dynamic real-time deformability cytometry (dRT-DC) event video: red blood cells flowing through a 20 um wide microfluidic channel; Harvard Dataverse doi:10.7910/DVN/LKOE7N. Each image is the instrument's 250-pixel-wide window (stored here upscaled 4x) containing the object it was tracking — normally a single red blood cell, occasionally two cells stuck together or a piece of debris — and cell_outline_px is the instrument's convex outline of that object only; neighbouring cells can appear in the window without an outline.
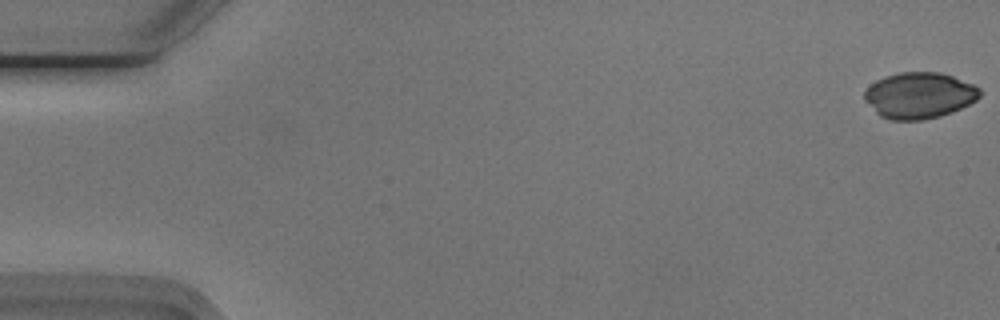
{"species": "Egyptian fruit bat (a non-hibernating species)", "species_latin": "Rousettus aegyptiacus", "temperature_condition": "cold", "stored_images_in_passage": 54, "camera_frame_rate_fps": 3000, "um_per_image_px": 0.085, "animal": {"sex": "male"}, "frame": {"image": 1, "passage_image": 1, "time_ms": 0.0, "image_size_px": [1000, 320], "cell_outline_px": [[980, 96], [976, 100], [952, 112], [940, 116], [920, 120], [892, 120], [880, 116], [864, 100], [864, 92], [876, 80], [884, 76], [900, 72], [940, 72], [952, 76], [972, 84], [980, 88]], "centroid_in_image_um": [78.12, 8.1], "position_along_channel_um": 6.9, "area_um2": 30.87}}
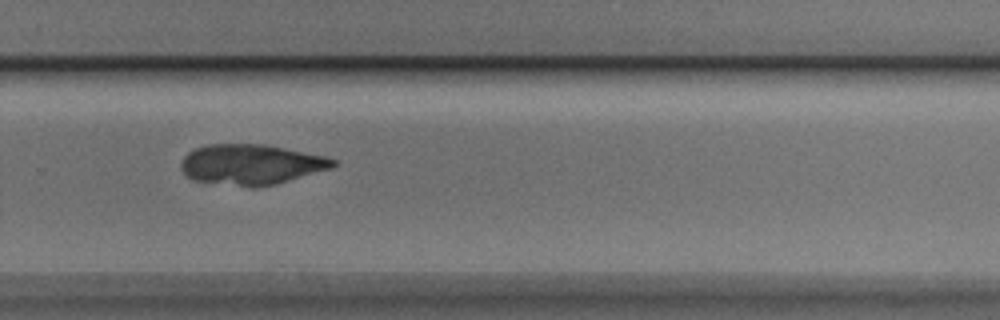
{"frame": {"image": 2, "passage_image": 37, "time_ms": 12.0, "image_size_px": [1000, 320], "cell_outline_px": [[336, 164], [332, 168], [276, 184], [252, 188], [192, 180], [180, 168], [180, 164], [184, 156], [188, 152], [196, 148], [208, 144], [264, 144], [324, 156], [336, 160]], "centroid_in_image_um": [21.32, 13.99], "position_along_channel_um": 308.5, "area_um2": 35.72}}
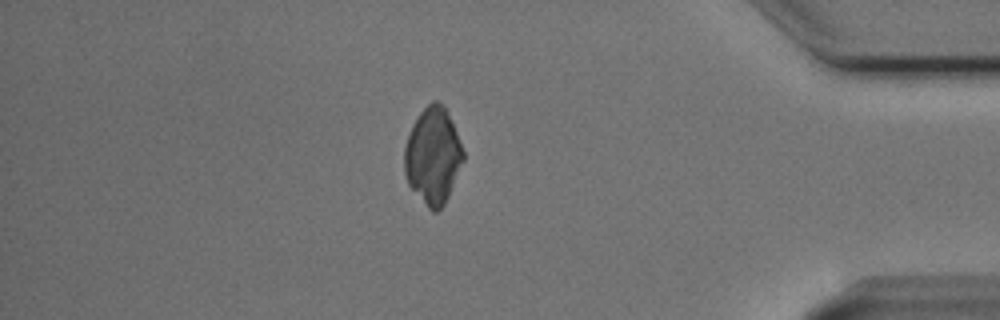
{"frame": {"image": 3, "passage_image": 47, "time_ms": 15.333, "image_size_px": [1000, 320], "cell_outline_px": [[464, 160], [444, 204], [436, 212], [432, 212], [428, 208], [408, 184], [404, 172], [404, 148], [412, 124], [420, 112], [432, 100], [436, 100], [444, 108], [456, 132], [464, 152]], "centroid_in_image_um": [36.77, 13.26], "position_along_channel_um": 398.4, "area_um2": 32.6}}